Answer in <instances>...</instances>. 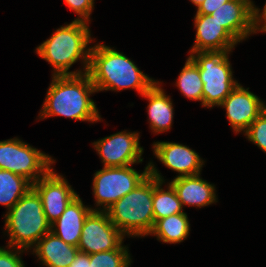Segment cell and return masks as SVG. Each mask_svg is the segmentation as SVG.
Returning a JSON list of instances; mask_svg holds the SVG:
<instances>
[{
    "instance_id": "6da1fadb",
    "label": "cell",
    "mask_w": 266,
    "mask_h": 267,
    "mask_svg": "<svg viewBox=\"0 0 266 267\" xmlns=\"http://www.w3.org/2000/svg\"><path fill=\"white\" fill-rule=\"evenodd\" d=\"M96 91L88 73L54 76L43 104L40 118L64 116L81 121L101 120L90 95Z\"/></svg>"
},
{
    "instance_id": "7a4b0ae2",
    "label": "cell",
    "mask_w": 266,
    "mask_h": 267,
    "mask_svg": "<svg viewBox=\"0 0 266 267\" xmlns=\"http://www.w3.org/2000/svg\"><path fill=\"white\" fill-rule=\"evenodd\" d=\"M88 74L97 92L133 88L143 95L156 82L124 54L104 44L91 47Z\"/></svg>"
},
{
    "instance_id": "3957f363",
    "label": "cell",
    "mask_w": 266,
    "mask_h": 267,
    "mask_svg": "<svg viewBox=\"0 0 266 267\" xmlns=\"http://www.w3.org/2000/svg\"><path fill=\"white\" fill-rule=\"evenodd\" d=\"M87 24L84 21L74 20L66 26H61L36 48L37 54L52 64L54 76L88 73L91 47L87 46L92 39ZM81 58L85 64L84 73H81V70L68 72L71 65Z\"/></svg>"
},
{
    "instance_id": "277c9868",
    "label": "cell",
    "mask_w": 266,
    "mask_h": 267,
    "mask_svg": "<svg viewBox=\"0 0 266 267\" xmlns=\"http://www.w3.org/2000/svg\"><path fill=\"white\" fill-rule=\"evenodd\" d=\"M5 218L10 237L8 246L19 252L31 248L51 230L40 196L33 188L19 199Z\"/></svg>"
},
{
    "instance_id": "5b68a950",
    "label": "cell",
    "mask_w": 266,
    "mask_h": 267,
    "mask_svg": "<svg viewBox=\"0 0 266 267\" xmlns=\"http://www.w3.org/2000/svg\"><path fill=\"white\" fill-rule=\"evenodd\" d=\"M153 177L149 174L135 189L105 211L124 235H149L154 226Z\"/></svg>"
},
{
    "instance_id": "8992f818",
    "label": "cell",
    "mask_w": 266,
    "mask_h": 267,
    "mask_svg": "<svg viewBox=\"0 0 266 267\" xmlns=\"http://www.w3.org/2000/svg\"><path fill=\"white\" fill-rule=\"evenodd\" d=\"M229 52H190L189 58L198 66L203 81L202 106H219L237 86L228 60Z\"/></svg>"
},
{
    "instance_id": "52a82bcc",
    "label": "cell",
    "mask_w": 266,
    "mask_h": 267,
    "mask_svg": "<svg viewBox=\"0 0 266 267\" xmlns=\"http://www.w3.org/2000/svg\"><path fill=\"white\" fill-rule=\"evenodd\" d=\"M53 163L51 156L17 138L0 141V169L20 175L32 184L43 177Z\"/></svg>"
},
{
    "instance_id": "ba28073f",
    "label": "cell",
    "mask_w": 266,
    "mask_h": 267,
    "mask_svg": "<svg viewBox=\"0 0 266 267\" xmlns=\"http://www.w3.org/2000/svg\"><path fill=\"white\" fill-rule=\"evenodd\" d=\"M149 174V163L141 174L131 165L103 167L94 174L93 179V193L97 206L101 205L102 211H106L113 203L135 189Z\"/></svg>"
},
{
    "instance_id": "9c48e42d",
    "label": "cell",
    "mask_w": 266,
    "mask_h": 267,
    "mask_svg": "<svg viewBox=\"0 0 266 267\" xmlns=\"http://www.w3.org/2000/svg\"><path fill=\"white\" fill-rule=\"evenodd\" d=\"M124 236L107 213L99 209L86 217L77 247L86 254L110 251L122 246Z\"/></svg>"
},
{
    "instance_id": "30bf717a",
    "label": "cell",
    "mask_w": 266,
    "mask_h": 267,
    "mask_svg": "<svg viewBox=\"0 0 266 267\" xmlns=\"http://www.w3.org/2000/svg\"><path fill=\"white\" fill-rule=\"evenodd\" d=\"M104 167H124L142 162L143 148L136 132H118L93 143Z\"/></svg>"
},
{
    "instance_id": "8fae6325",
    "label": "cell",
    "mask_w": 266,
    "mask_h": 267,
    "mask_svg": "<svg viewBox=\"0 0 266 267\" xmlns=\"http://www.w3.org/2000/svg\"><path fill=\"white\" fill-rule=\"evenodd\" d=\"M32 188L40 196L43 211L50 224L54 223L65 211L68 204L78 195L66 179L50 169Z\"/></svg>"
},
{
    "instance_id": "7c38bea8",
    "label": "cell",
    "mask_w": 266,
    "mask_h": 267,
    "mask_svg": "<svg viewBox=\"0 0 266 267\" xmlns=\"http://www.w3.org/2000/svg\"><path fill=\"white\" fill-rule=\"evenodd\" d=\"M238 42L254 31V4L251 0H229L210 14Z\"/></svg>"
},
{
    "instance_id": "4fadbf2b",
    "label": "cell",
    "mask_w": 266,
    "mask_h": 267,
    "mask_svg": "<svg viewBox=\"0 0 266 267\" xmlns=\"http://www.w3.org/2000/svg\"><path fill=\"white\" fill-rule=\"evenodd\" d=\"M248 89L238 83L219 105L225 107L227 118L236 133L245 132L260 115L261 99Z\"/></svg>"
},
{
    "instance_id": "5bb4252c",
    "label": "cell",
    "mask_w": 266,
    "mask_h": 267,
    "mask_svg": "<svg viewBox=\"0 0 266 267\" xmlns=\"http://www.w3.org/2000/svg\"><path fill=\"white\" fill-rule=\"evenodd\" d=\"M196 39L191 52L231 51L238 41L211 15L196 14Z\"/></svg>"
},
{
    "instance_id": "9a60e30c",
    "label": "cell",
    "mask_w": 266,
    "mask_h": 267,
    "mask_svg": "<svg viewBox=\"0 0 266 267\" xmlns=\"http://www.w3.org/2000/svg\"><path fill=\"white\" fill-rule=\"evenodd\" d=\"M154 154L166 167L181 176L200 174L203 160L189 147L172 142H156L153 144Z\"/></svg>"
},
{
    "instance_id": "2e32d148",
    "label": "cell",
    "mask_w": 266,
    "mask_h": 267,
    "mask_svg": "<svg viewBox=\"0 0 266 267\" xmlns=\"http://www.w3.org/2000/svg\"><path fill=\"white\" fill-rule=\"evenodd\" d=\"M92 211L97 209L85 207L78 195L68 204L62 215L51 224L50 231L65 243L77 247L85 219Z\"/></svg>"
},
{
    "instance_id": "e0dca14e",
    "label": "cell",
    "mask_w": 266,
    "mask_h": 267,
    "mask_svg": "<svg viewBox=\"0 0 266 267\" xmlns=\"http://www.w3.org/2000/svg\"><path fill=\"white\" fill-rule=\"evenodd\" d=\"M175 189L182 205L203 207L216 202L215 187L200 178V174L194 176H177L170 182Z\"/></svg>"
},
{
    "instance_id": "ac0fdd59",
    "label": "cell",
    "mask_w": 266,
    "mask_h": 267,
    "mask_svg": "<svg viewBox=\"0 0 266 267\" xmlns=\"http://www.w3.org/2000/svg\"><path fill=\"white\" fill-rule=\"evenodd\" d=\"M34 246L33 252L39 260L50 267H68L79 251L78 247L65 243L51 231Z\"/></svg>"
},
{
    "instance_id": "d6986e66",
    "label": "cell",
    "mask_w": 266,
    "mask_h": 267,
    "mask_svg": "<svg viewBox=\"0 0 266 267\" xmlns=\"http://www.w3.org/2000/svg\"><path fill=\"white\" fill-rule=\"evenodd\" d=\"M155 82L143 95L149 100L148 115L150 128L155 133L167 131L172 126L173 105L169 96Z\"/></svg>"
},
{
    "instance_id": "ffe728a7",
    "label": "cell",
    "mask_w": 266,
    "mask_h": 267,
    "mask_svg": "<svg viewBox=\"0 0 266 267\" xmlns=\"http://www.w3.org/2000/svg\"><path fill=\"white\" fill-rule=\"evenodd\" d=\"M150 162L149 170L150 175L153 177V214L154 221L174 215L177 213H182L183 205L180 202L177 193L173 186L169 183L167 191L163 190L160 186L163 184L164 180L158 173L157 169Z\"/></svg>"
},
{
    "instance_id": "44dd1931",
    "label": "cell",
    "mask_w": 266,
    "mask_h": 267,
    "mask_svg": "<svg viewBox=\"0 0 266 267\" xmlns=\"http://www.w3.org/2000/svg\"><path fill=\"white\" fill-rule=\"evenodd\" d=\"M189 221L185 212L170 215L155 221L150 234L164 243H180L189 235Z\"/></svg>"
},
{
    "instance_id": "7402d4cb",
    "label": "cell",
    "mask_w": 266,
    "mask_h": 267,
    "mask_svg": "<svg viewBox=\"0 0 266 267\" xmlns=\"http://www.w3.org/2000/svg\"><path fill=\"white\" fill-rule=\"evenodd\" d=\"M32 185L28 179L0 169V204L6 206L9 211Z\"/></svg>"
},
{
    "instance_id": "603a6c76",
    "label": "cell",
    "mask_w": 266,
    "mask_h": 267,
    "mask_svg": "<svg viewBox=\"0 0 266 267\" xmlns=\"http://www.w3.org/2000/svg\"><path fill=\"white\" fill-rule=\"evenodd\" d=\"M176 84L185 97L202 102L203 81L198 66L190 58H187Z\"/></svg>"
},
{
    "instance_id": "cb8c5ba5",
    "label": "cell",
    "mask_w": 266,
    "mask_h": 267,
    "mask_svg": "<svg viewBox=\"0 0 266 267\" xmlns=\"http://www.w3.org/2000/svg\"><path fill=\"white\" fill-rule=\"evenodd\" d=\"M89 256V267H129L131 263L128 249L124 246L110 251L89 254Z\"/></svg>"
},
{
    "instance_id": "d4e9b609",
    "label": "cell",
    "mask_w": 266,
    "mask_h": 267,
    "mask_svg": "<svg viewBox=\"0 0 266 267\" xmlns=\"http://www.w3.org/2000/svg\"><path fill=\"white\" fill-rule=\"evenodd\" d=\"M248 140L266 152V118L259 115L245 131Z\"/></svg>"
},
{
    "instance_id": "484cf974",
    "label": "cell",
    "mask_w": 266,
    "mask_h": 267,
    "mask_svg": "<svg viewBox=\"0 0 266 267\" xmlns=\"http://www.w3.org/2000/svg\"><path fill=\"white\" fill-rule=\"evenodd\" d=\"M71 10H74L80 17L75 19L88 22L93 9L94 0H64Z\"/></svg>"
},
{
    "instance_id": "4316f807",
    "label": "cell",
    "mask_w": 266,
    "mask_h": 267,
    "mask_svg": "<svg viewBox=\"0 0 266 267\" xmlns=\"http://www.w3.org/2000/svg\"><path fill=\"white\" fill-rule=\"evenodd\" d=\"M0 267H24L17 252L0 247Z\"/></svg>"
},
{
    "instance_id": "83f0119b",
    "label": "cell",
    "mask_w": 266,
    "mask_h": 267,
    "mask_svg": "<svg viewBox=\"0 0 266 267\" xmlns=\"http://www.w3.org/2000/svg\"><path fill=\"white\" fill-rule=\"evenodd\" d=\"M228 1L229 0H205L198 6L196 14L210 15Z\"/></svg>"
},
{
    "instance_id": "f1b7e54d",
    "label": "cell",
    "mask_w": 266,
    "mask_h": 267,
    "mask_svg": "<svg viewBox=\"0 0 266 267\" xmlns=\"http://www.w3.org/2000/svg\"><path fill=\"white\" fill-rule=\"evenodd\" d=\"M259 12H260V9L254 7V31L255 33L257 30L266 32V3H265L262 13L259 14ZM262 21H264V24L260 26L259 23H261Z\"/></svg>"
},
{
    "instance_id": "f546056e",
    "label": "cell",
    "mask_w": 266,
    "mask_h": 267,
    "mask_svg": "<svg viewBox=\"0 0 266 267\" xmlns=\"http://www.w3.org/2000/svg\"><path fill=\"white\" fill-rule=\"evenodd\" d=\"M90 265V256L84 252L78 251L74 260L68 267H89Z\"/></svg>"
},
{
    "instance_id": "4dcf8cb0",
    "label": "cell",
    "mask_w": 266,
    "mask_h": 267,
    "mask_svg": "<svg viewBox=\"0 0 266 267\" xmlns=\"http://www.w3.org/2000/svg\"><path fill=\"white\" fill-rule=\"evenodd\" d=\"M260 114L266 118V106L264 105V102H262V101H261Z\"/></svg>"
},
{
    "instance_id": "1f68e13d",
    "label": "cell",
    "mask_w": 266,
    "mask_h": 267,
    "mask_svg": "<svg viewBox=\"0 0 266 267\" xmlns=\"http://www.w3.org/2000/svg\"><path fill=\"white\" fill-rule=\"evenodd\" d=\"M195 6H198L203 3L205 0H190Z\"/></svg>"
}]
</instances>
